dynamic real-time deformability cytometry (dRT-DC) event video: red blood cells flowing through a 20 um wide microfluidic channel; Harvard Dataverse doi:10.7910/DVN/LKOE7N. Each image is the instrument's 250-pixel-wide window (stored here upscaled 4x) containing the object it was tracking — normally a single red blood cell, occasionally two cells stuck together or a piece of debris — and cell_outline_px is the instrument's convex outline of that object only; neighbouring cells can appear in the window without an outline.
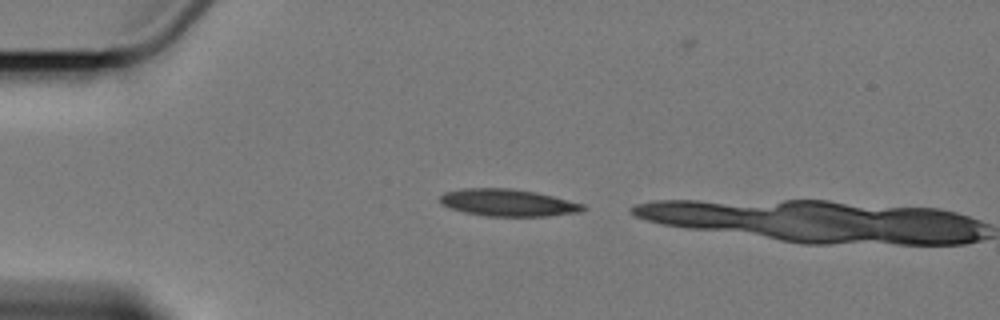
{"species": "Egyptian fruit bat (a non-hibernating species)", "species_latin": "Rousettus aegyptiacus", "temperature_condition": "cold", "stored_images_in_passage": 3, "camera_frame_rate_fps": 3000, "um_per_image_px": 0.085, "animal": {"sex": "female"}, "frame": {"image": 1, "passage_image": 2, "time_ms": 1.0, "image_size_px": [1000, 320], "cell_outline_px": [[588, 208], [580, 212], [544, 216], [484, 216], [464, 212], [440, 204], [440, 196], [444, 192], [460, 188], [512, 188], [536, 192], [584, 204]], "centroid_in_image_um": [43.16, 17.22], "position_along_channel_um": 41.8, "area_um2": 22.66}}